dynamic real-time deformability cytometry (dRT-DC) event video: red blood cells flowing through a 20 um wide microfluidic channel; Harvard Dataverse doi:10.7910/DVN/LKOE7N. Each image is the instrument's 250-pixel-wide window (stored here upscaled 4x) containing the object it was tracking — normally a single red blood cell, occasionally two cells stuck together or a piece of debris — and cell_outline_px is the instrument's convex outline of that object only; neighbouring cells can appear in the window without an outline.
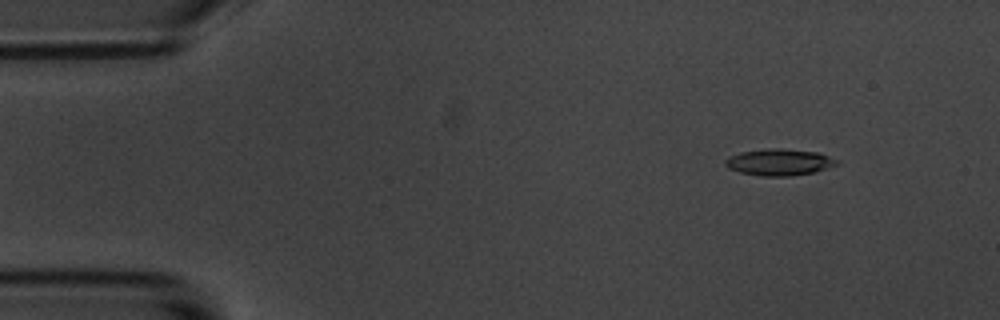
{"species": "common noctule bat (a hibernating species)", "species_latin": "Nyctalus noctula", "temperature_condition": "room temperature", "stored_images_in_passage": 5, "camera_frame_rate_fps": 3000, "um_per_image_px": 0.085, "animal": {"sex": "male", "body_mass_g": 20.1, "forearm_length_mm": 53.5}, "frame": {"image": 1, "passage_image": 2, "time_ms": 1.333, "image_size_px": [1000, 320], "cell_outline_px": [[840, 164], [816, 172], [792, 176], [760, 176], [740, 172], [728, 168], [724, 164], [724, 160], [728, 156], [740, 152], [768, 148], [780, 148], [820, 152], [840, 160]], "centroid_in_image_um": [66.27, 13.78], "position_along_channel_um": 18.7, "area_um2": 17.69}}
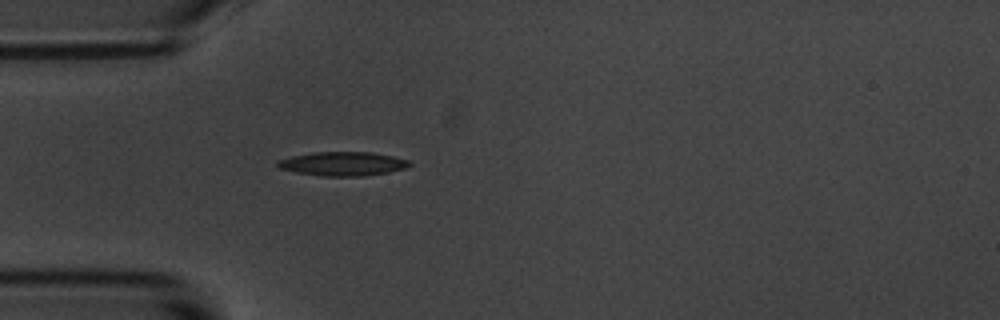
{"frame": {"image": 2, "passage_image": 5, "time_ms": 4.667, "image_size_px": [1000, 320], "cell_outline_px": [[412, 164], [404, 168], [388, 172], [364, 176], [320, 176], [296, 172], [280, 168], [276, 164], [276, 160], [292, 156], [312, 152], [372, 152], [392, 156], [408, 160]], "centroid_in_image_um": [29.11, 13.92], "position_along_channel_um": 55.9, "area_um2": 18.38}}